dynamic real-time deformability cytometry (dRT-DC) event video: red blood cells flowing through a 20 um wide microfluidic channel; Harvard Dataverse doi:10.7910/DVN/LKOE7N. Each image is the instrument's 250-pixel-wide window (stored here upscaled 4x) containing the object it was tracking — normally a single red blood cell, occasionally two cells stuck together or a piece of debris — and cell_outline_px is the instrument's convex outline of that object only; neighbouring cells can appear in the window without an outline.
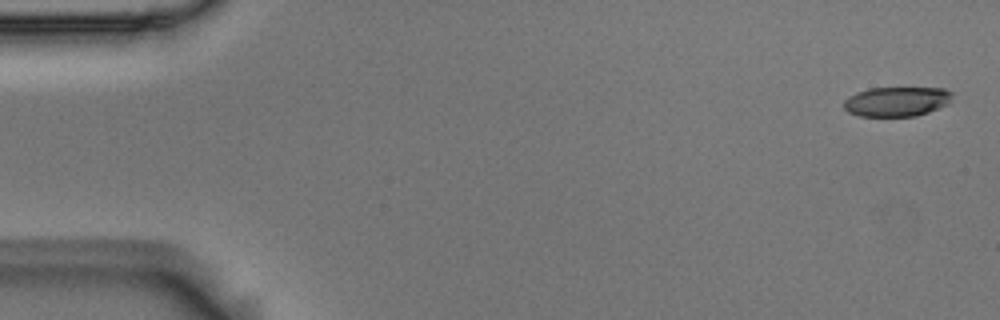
{"species": "Egyptian fruit bat (a non-hibernating species)", "species_latin": "Rousettus aegyptiacus", "temperature_condition": "room temperature", "stored_images_in_passage": 6, "segment_of_instrument_passage": [1, 2], "camera_frame_rate_fps": 3000, "um_per_image_px": 0.085, "animal": {"sex": "male"}, "frame": {"image": 1, "passage_image": 1, "time_ms": 0.0, "image_size_px": [1000, 320], "cell_outline_px": [[952, 96], [948, 104], [928, 112], [916, 116], [860, 116], [848, 112], [844, 108], [844, 100], [848, 96], [856, 92], [868, 88], [944, 88], [952, 92]], "centroid_in_image_um": [76.2, 8.62], "position_along_channel_um": 8.8, "area_um2": 18.79}}
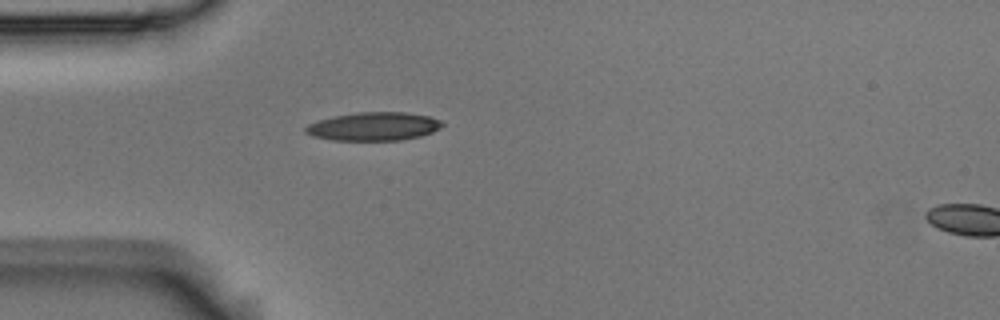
{"frame": {"image": 2, "passage_image": 5, "time_ms": 1.333, "image_size_px": [1000, 320], "cell_outline_px": [[444, 124], [440, 128], [432, 132], [420, 136], [400, 140], [332, 140], [312, 136], [304, 132], [304, 128], [308, 124], [316, 120], [332, 116], [356, 112], [408, 112], [428, 116], [440, 120]], "centroid_in_image_um": [31.72, 10.74], "position_along_channel_um": 53.3, "area_um2": 22.77}}